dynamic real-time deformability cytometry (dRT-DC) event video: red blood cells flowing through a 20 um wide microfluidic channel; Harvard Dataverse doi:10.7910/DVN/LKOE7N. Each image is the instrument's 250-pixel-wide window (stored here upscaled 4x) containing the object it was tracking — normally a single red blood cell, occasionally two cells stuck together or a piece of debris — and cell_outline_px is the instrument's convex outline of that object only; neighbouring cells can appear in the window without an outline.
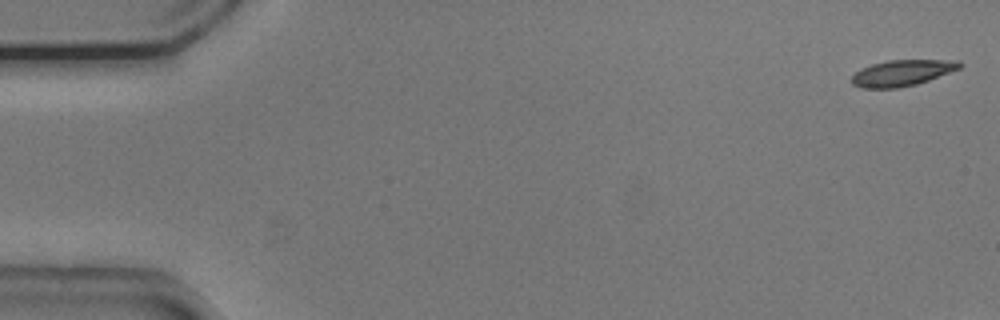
{"species": "common noctule bat (a hibernating species)", "species_latin": "Nyctalus noctula", "temperature_condition": "cold", "stored_images_in_passage": 9, "camera_frame_rate_fps": 3000, "um_per_image_px": 0.085, "animal": {"sex": "male", "body_mass_g": 20.5, "forearm_length_mm": 52.5}, "frame": {"image": 1, "passage_image": 1, "time_ms": 0.0, "image_size_px": [1000, 320], "cell_outline_px": [[964, 64], [960, 68], [928, 80], [916, 84], [896, 88], [864, 88], [852, 84], [852, 76], [860, 68], [872, 64], [888, 60], [960, 60]], "centroid_in_image_um": [76.69, 6.19], "position_along_channel_um": 8.3, "area_um2": 16.3}}